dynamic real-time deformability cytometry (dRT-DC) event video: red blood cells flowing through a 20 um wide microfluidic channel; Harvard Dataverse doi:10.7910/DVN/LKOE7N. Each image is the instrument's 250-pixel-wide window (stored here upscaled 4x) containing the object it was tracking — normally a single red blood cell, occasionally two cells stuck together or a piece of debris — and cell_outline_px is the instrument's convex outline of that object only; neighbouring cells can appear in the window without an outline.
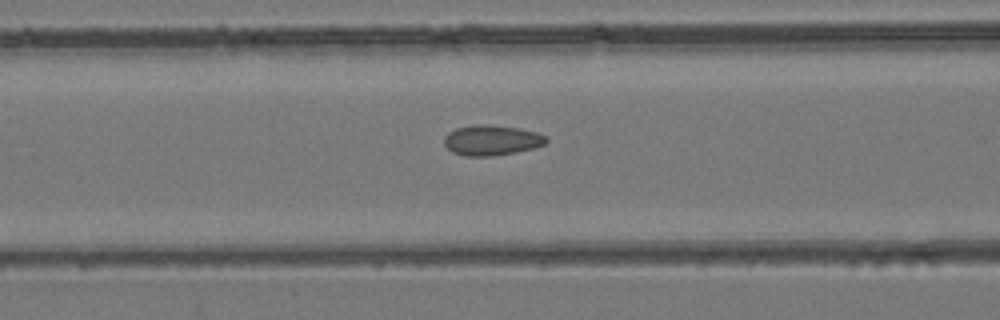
{"species": "common noctule bat (a hibernating species)", "species_latin": "Nyctalus noctula", "temperature_condition": "room temperature", "stored_images_in_passage": 47, "camera_frame_rate_fps": 3000, "um_per_image_px": 0.085, "animal": {"sex": "female", "body_mass_g": 24.6, "forearm_length_mm": 56.2}, "frame": {"image": 1, "passage_image": 20, "time_ms": 6.333, "image_size_px": [1000, 320], "cell_outline_px": [[548, 140], [544, 144], [532, 148], [516, 152], [492, 156], [464, 156], [452, 152], [444, 144], [444, 136], [448, 132], [456, 128], [480, 124], [488, 124], [520, 128], [536, 132], [544, 136]], "centroid_in_image_um": [41.76, 11.92], "position_along_channel_um": 124.8, "area_um2": 17.98}}
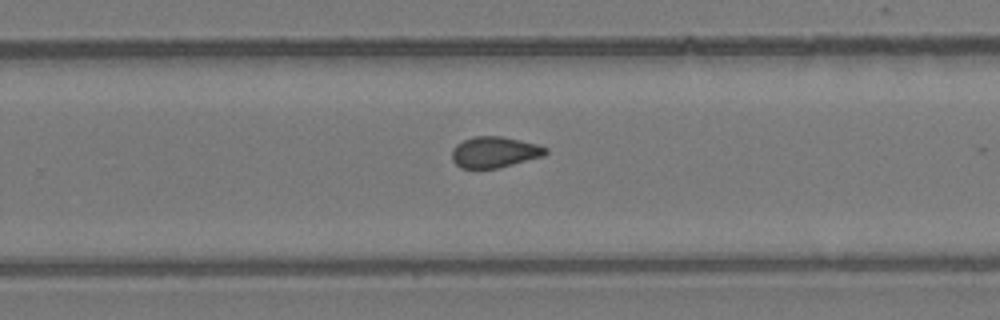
{"frame": {"image": 2, "passage_image": 31, "time_ms": 10.0, "image_size_px": [1000, 320], "cell_outline_px": [[548, 152], [544, 156], [496, 168], [460, 168], [452, 160], [452, 148], [456, 144], [464, 140], [476, 136], [500, 136], [520, 140], [536, 144], [548, 148]], "centroid_in_image_um": [42.02, 12.93], "position_along_channel_um": 287.8, "area_um2": 16.82}}
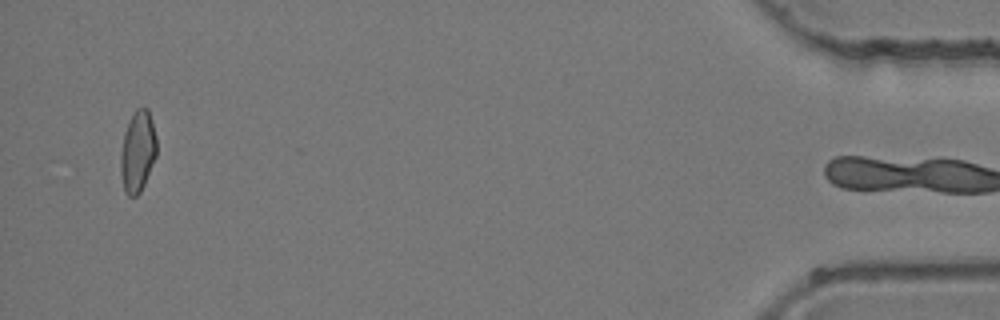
{"frame": {"image": 3, "passage_image": 46, "time_ms": 15.0, "image_size_px": [1000, 320], "cell_outline_px": [[156, 156], [144, 184], [140, 192], [136, 196], [128, 196], [124, 192], [120, 172], [120, 152], [124, 132], [136, 108], [148, 108], [152, 120], [156, 136]], "centroid_in_image_um": [11.69, 12.89], "position_along_channel_um": 423.5, "area_um2": 17.11}}